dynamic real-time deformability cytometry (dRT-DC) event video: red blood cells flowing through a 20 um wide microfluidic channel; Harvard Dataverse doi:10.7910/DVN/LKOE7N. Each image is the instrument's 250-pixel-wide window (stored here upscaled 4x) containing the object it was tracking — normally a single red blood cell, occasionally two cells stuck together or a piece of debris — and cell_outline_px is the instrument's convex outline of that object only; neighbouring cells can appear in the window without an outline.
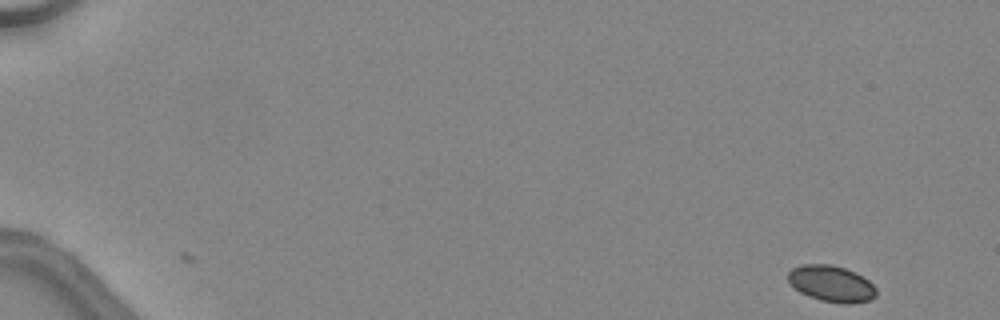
{"species": "common noctule bat (a hibernating species)", "species_latin": "Nyctalus noctula", "temperature_condition": "warm", "stored_images_in_passage": 46, "camera_frame_rate_fps": 3000, "um_per_image_px": 0.085, "animal": {"sex": "female", "body_mass_g": 24.6, "forearm_length_mm": 56.2}, "frame": {"image": 1, "passage_image": 1, "time_ms": 0.0, "image_size_px": [1000, 320], "cell_outline_px": [[876, 296], [872, 300], [852, 304], [844, 304], [820, 300], [808, 296], [800, 292], [788, 280], [788, 272], [792, 268], [800, 264], [832, 264], [856, 272], [864, 276], [876, 288]], "centroid_in_image_um": [70.7, 24.11], "position_along_channel_um": 14.3, "area_um2": 18.84}}
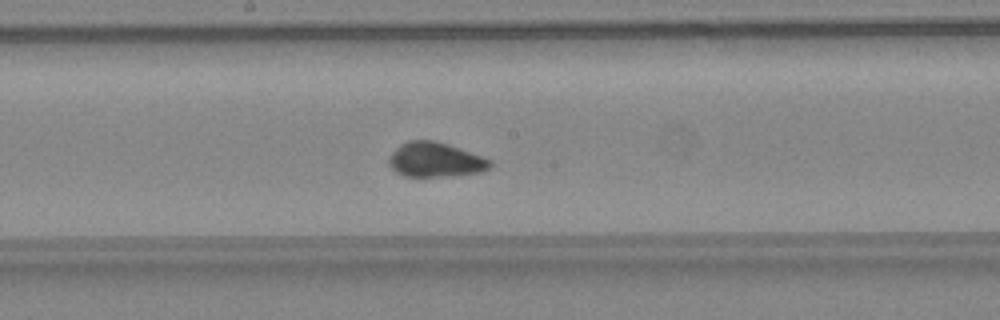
{"frame": {"image": 2, "passage_image": 26, "time_ms": 8.333, "image_size_px": [1000, 320], "cell_outline_px": [[492, 164], [488, 168], [480, 172], [448, 176], [404, 176], [396, 172], [388, 164], [388, 156], [400, 144], [408, 140], [432, 140], [448, 144], [492, 160]], "centroid_in_image_um": [36.96, 13.57], "position_along_channel_um": 211.2, "area_um2": 20.35}}
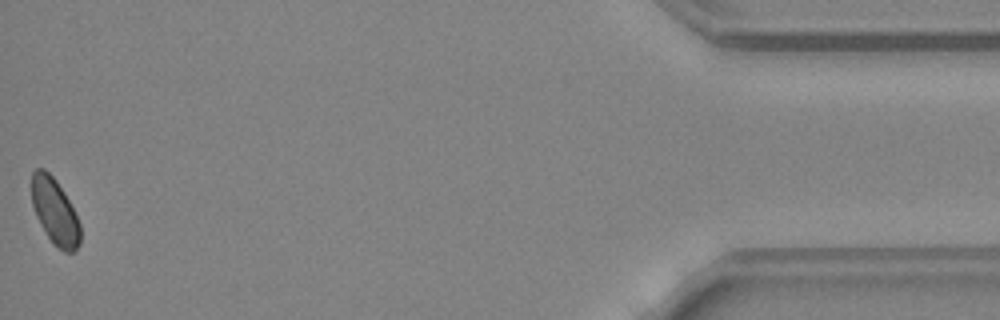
{"frame": {"image": 3, "passage_image": 46, "time_ms": 15.0, "image_size_px": [1000, 320], "cell_outline_px": [[80, 244], [76, 252], [64, 252], [52, 244], [40, 224], [36, 216], [32, 204], [32, 172], [36, 168], [44, 168], [56, 180], [64, 192], [80, 224]], "centroid_in_image_um": [4.66, 18.01], "position_along_channel_um": 430.5, "area_um2": 18.73}, "authors_computed_cell_mechanics": {"area_um2": 19.3341, "velocity_mm_per_s": 4.481, "shape_relaxation_time_tau1_ms": 3.3238, "shape_relaxation_time_tau2_ms": 1.0439, "deformation_change_tau1": 0.1902, "deformation_change_tau2": 0.0616}}